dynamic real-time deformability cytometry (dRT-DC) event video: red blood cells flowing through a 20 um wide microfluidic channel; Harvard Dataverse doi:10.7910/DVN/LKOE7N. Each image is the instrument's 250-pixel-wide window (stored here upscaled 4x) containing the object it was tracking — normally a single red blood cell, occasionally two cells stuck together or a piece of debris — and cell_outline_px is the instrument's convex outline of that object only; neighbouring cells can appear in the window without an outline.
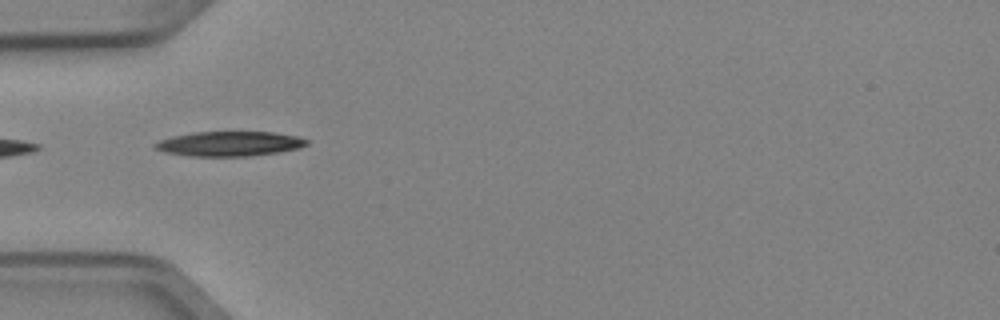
{"species": "Egyptian fruit bat (a non-hibernating species)", "species_latin": "Rousettus aegyptiacus", "temperature_condition": "cold", "stored_images_in_passage": 7, "camera_frame_rate_fps": 3000, "um_per_image_px": 0.085, "animal": {"sex": "female"}, "frame": {"image": 1, "passage_image": 5, "time_ms": 1.333, "image_size_px": [1000, 320], "cell_outline_px": [[308, 144], [300, 148], [280, 152], [248, 156], [192, 156], [168, 152], [156, 148], [152, 144], [160, 140], [172, 136], [192, 132], [276, 132], [296, 136], [308, 140]], "centroid_in_image_um": [19.55, 12.21], "position_along_channel_um": 65.5, "area_um2": 21.79}}
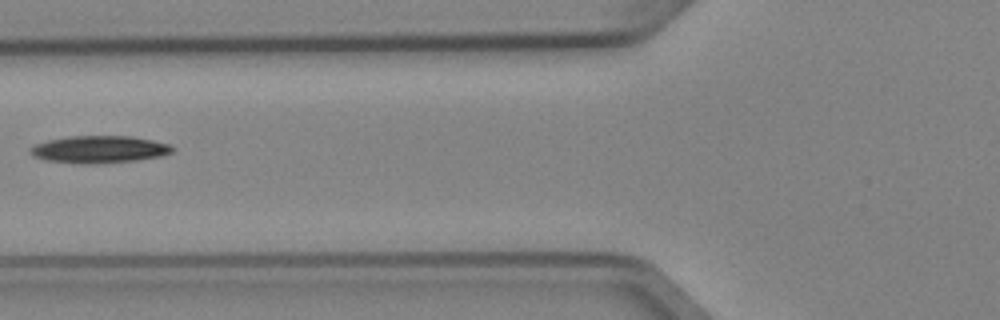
{"frame": {"image": 2, "passage_image": 6, "time_ms": 1.667, "image_size_px": [1000, 320], "cell_outline_px": [[172, 152], [160, 156], [136, 160], [76, 164], [44, 160], [32, 156], [28, 152], [28, 148], [36, 144], [48, 140], [68, 136], [132, 136], [152, 140], [168, 144], [172, 148]], "centroid_in_image_um": [8.34, 12.69], "position_along_channel_um": 117.5, "area_um2": 22.43}}
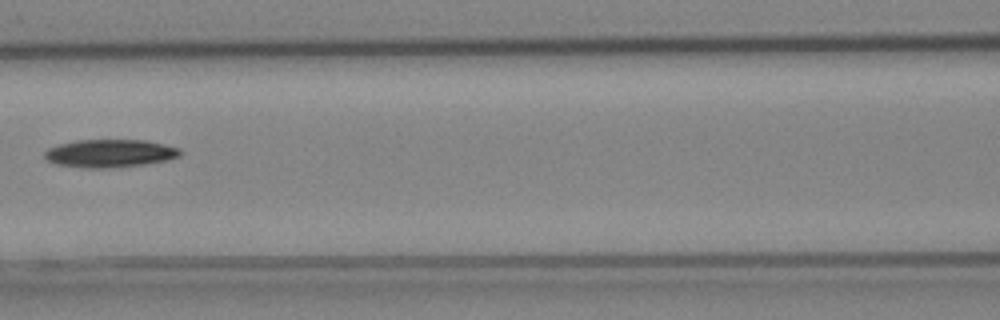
{"frame": {"image": 3, "passage_image": 7, "time_ms": 2.0, "image_size_px": [1000, 320], "cell_outline_px": [[180, 156], [168, 160], [144, 164], [104, 168], [88, 168], [56, 164], [48, 160], [44, 156], [44, 152], [48, 148], [60, 144], [76, 140], [148, 140], [180, 148]], "centroid_in_image_um": [9.35, 13.02], "position_along_channel_um": 157.2, "area_um2": 21.96}}